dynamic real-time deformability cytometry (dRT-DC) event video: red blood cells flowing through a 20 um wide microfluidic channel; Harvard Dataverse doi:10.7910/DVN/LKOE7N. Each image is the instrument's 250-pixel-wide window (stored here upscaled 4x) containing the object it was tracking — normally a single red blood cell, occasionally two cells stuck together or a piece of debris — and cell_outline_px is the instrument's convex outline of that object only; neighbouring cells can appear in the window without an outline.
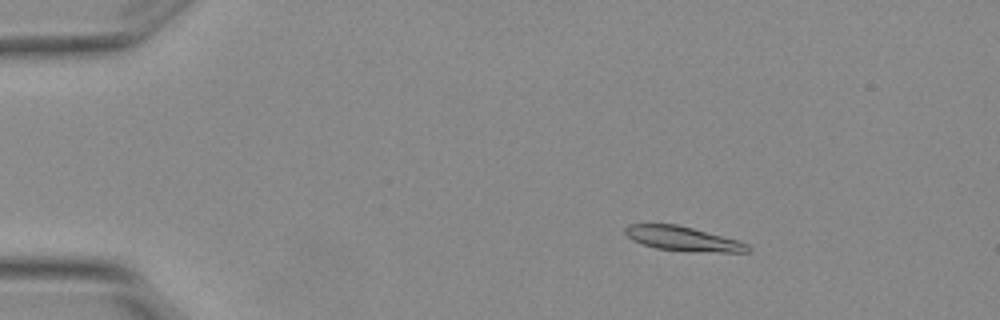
{"species": "Egyptian fruit bat (a non-hibernating species)", "species_latin": "Rousettus aegyptiacus", "temperature_condition": "warm", "stored_images_in_passage": 5, "segment_of_instrument_passage": [1, 2], "camera_frame_rate_fps": 3000, "um_per_image_px": 0.085, "animal": {"sex": "female"}, "frame": {"image": 1, "passage_image": 3, "time_ms": 0.667, "image_size_px": [1000, 320], "cell_outline_px": [[752, 248], [748, 252], [692, 252], [656, 248], [632, 240], [624, 232], [624, 228], [628, 224], [676, 224], [740, 240], [748, 244]], "centroid_in_image_um": [58.09, 20.3], "position_along_channel_um": 26.9, "area_um2": 17.57}}